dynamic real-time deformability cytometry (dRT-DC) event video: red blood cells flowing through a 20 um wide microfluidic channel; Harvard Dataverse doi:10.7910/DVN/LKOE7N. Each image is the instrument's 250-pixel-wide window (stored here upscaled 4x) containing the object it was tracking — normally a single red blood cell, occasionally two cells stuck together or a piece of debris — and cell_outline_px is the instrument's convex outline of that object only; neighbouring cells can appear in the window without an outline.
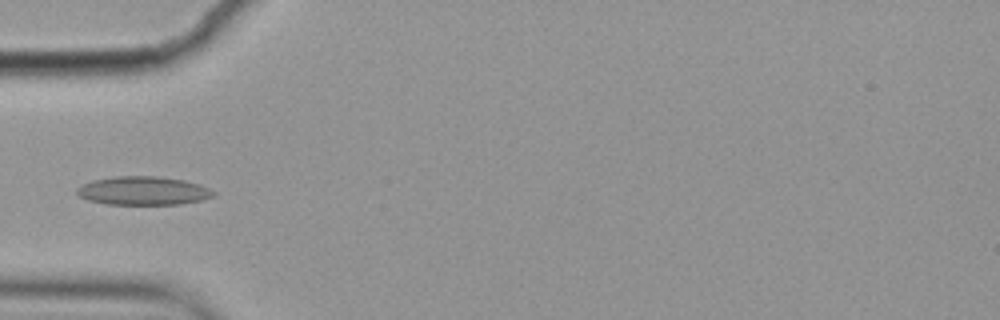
{"species": "common noctule bat (a hibernating species)", "species_latin": "Nyctalus noctula", "temperature_condition": "cold", "stored_images_in_passage": 4, "camera_frame_rate_fps": 3000, "um_per_image_px": 0.085, "animal": {"sex": "female", "body_mass_g": 19.9}, "frame": {"image": 1, "passage_image": 4, "time_ms": 1.0, "image_size_px": [1000, 320], "cell_outline_px": [[216, 192], [212, 196], [200, 200], [180, 204], [104, 204], [88, 200], [80, 196], [76, 192], [76, 188], [84, 184], [96, 180], [116, 176], [156, 176], [184, 180], [200, 184]], "centroid_in_image_um": [12.17, 16.21], "position_along_channel_um": 72.8, "area_um2": 22.48}}